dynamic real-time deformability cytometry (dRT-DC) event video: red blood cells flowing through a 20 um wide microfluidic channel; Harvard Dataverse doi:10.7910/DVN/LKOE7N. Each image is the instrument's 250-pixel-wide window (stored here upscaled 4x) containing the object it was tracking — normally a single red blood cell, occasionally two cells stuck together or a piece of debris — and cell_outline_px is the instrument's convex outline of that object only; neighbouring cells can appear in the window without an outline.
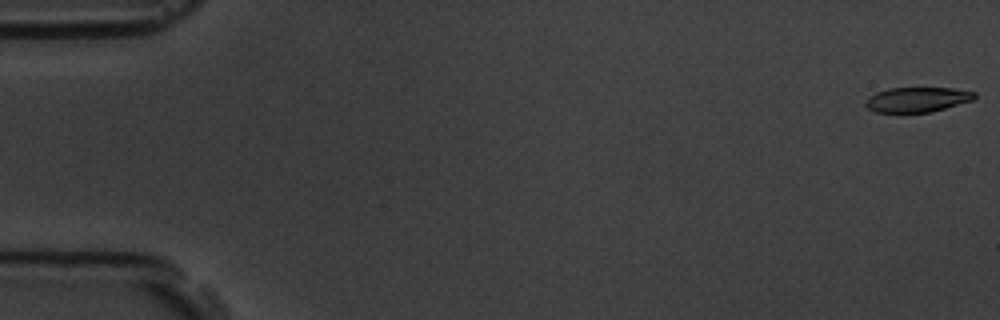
{"species": "common noctule bat (a hibernating species)", "species_latin": "Nyctalus noctula", "temperature_condition": "room temperature", "stored_images_in_passage": 4, "camera_frame_rate_fps": 3000, "um_per_image_px": 0.085, "animal": {"sex": "male", "body_mass_g": 19.5, "forearm_length_mm": 54.6}, "frame": {"image": 1, "passage_image": 1, "time_ms": 0.0, "image_size_px": [1000, 320], "cell_outline_px": [[976, 96], [972, 100], [932, 112], [876, 112], [868, 108], [864, 104], [864, 100], [876, 92], [888, 88], [952, 88], [976, 92]], "centroid_in_image_um": [77.94, 8.46], "position_along_channel_um": 7.1, "area_um2": 15.78}}